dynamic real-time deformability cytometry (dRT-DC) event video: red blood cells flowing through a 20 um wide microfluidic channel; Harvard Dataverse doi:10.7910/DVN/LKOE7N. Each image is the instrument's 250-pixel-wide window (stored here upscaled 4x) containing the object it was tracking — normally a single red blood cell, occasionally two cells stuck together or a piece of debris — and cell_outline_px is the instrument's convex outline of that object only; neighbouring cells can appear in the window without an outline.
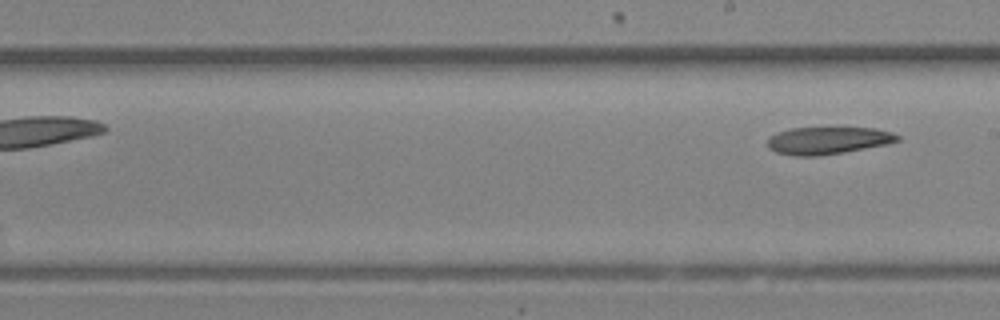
{"species": "Egyptian fruit bat (a non-hibernating species)", "species_latin": "Rousettus aegyptiacus", "temperature_condition": "room temperature", "stored_images_in_passage": 12, "segment_of_instrument_passage": [2, 2], "camera_frame_rate_fps": 3000, "um_per_image_px": 0.085, "animal": {"sex": "female"}, "frame": {"image": 1, "passage_image": 12, "time_ms": 3.667, "image_size_px": [1000, 320], "cell_outline_px": [[900, 140], [888, 144], [844, 152], [816, 156], [792, 156], [776, 152], [768, 148], [768, 136], [776, 132], [792, 128], [876, 128], [892, 132], [900, 136]], "centroid_in_image_um": [70.36, 11.94], "position_along_channel_um": 218.6, "area_um2": 20.81}}